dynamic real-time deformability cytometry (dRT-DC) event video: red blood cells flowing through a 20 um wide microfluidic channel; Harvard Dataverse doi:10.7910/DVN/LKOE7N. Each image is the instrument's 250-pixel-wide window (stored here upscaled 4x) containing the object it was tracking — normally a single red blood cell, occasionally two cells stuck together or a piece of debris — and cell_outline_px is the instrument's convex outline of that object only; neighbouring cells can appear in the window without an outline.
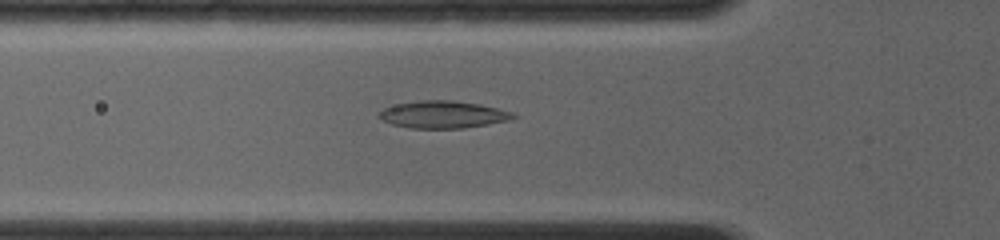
{"species": "common noctule bat (a hibernating species)", "species_latin": "Nyctalus noctula", "temperature_condition": "room temperature", "stored_images_in_passage": 27, "camera_frame_rate_fps": 4000, "um_per_image_px": 0.085, "animal": {"sex": "female", "body_mass_g": 19.0, "forearm_length_mm": 56.7}, "frame": {"image": 1, "passage_image": 10, "time_ms": 2.25, "image_size_px": [1000, 240], "cell_outline_px": [[520, 116], [508, 120], [488, 124], [464, 128], [408, 128], [392, 124], [376, 116], [376, 112], [384, 108], [396, 104], [416, 100], [452, 100], [480, 104], [512, 112]], "centroid_in_image_um": [37.62, 9.73], "position_along_channel_um": 88.2, "area_um2": 21.44}}
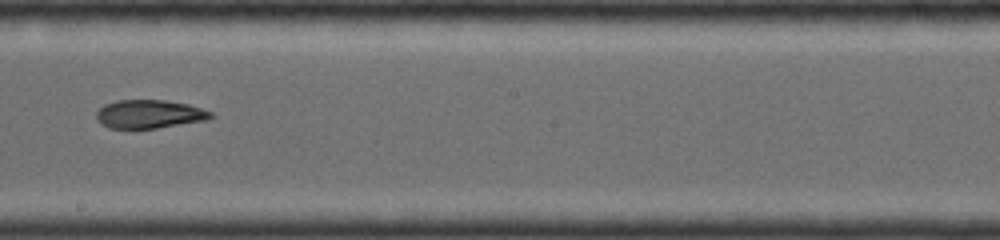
{"frame": {"image": 2, "passage_image": 17, "time_ms": 4.0, "image_size_px": [1000, 240], "cell_outline_px": [[216, 116], [208, 120], [156, 128], [108, 128], [100, 124], [96, 116], [96, 112], [104, 104], [116, 100], [164, 100], [188, 104], [212, 112]], "centroid_in_image_um": [12.7, 9.7], "position_along_channel_um": 235.5, "area_um2": 19.07}}
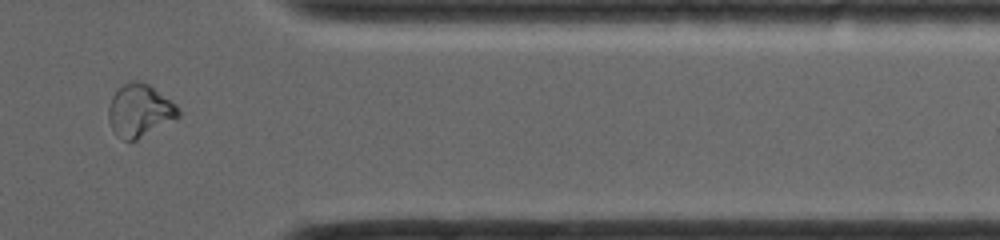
{"frame": {"image": 3, "passage_image": 25, "time_ms": 6.0, "image_size_px": [1000, 240], "cell_outline_px": [[180, 116], [176, 120], [136, 140], [124, 140], [116, 136], [108, 120], [108, 108], [112, 96], [124, 84], [136, 80], [148, 84], [176, 104], [180, 108]], "centroid_in_image_um": [11.89, 9.42], "position_along_channel_um": 399.5, "area_um2": 21.44}}